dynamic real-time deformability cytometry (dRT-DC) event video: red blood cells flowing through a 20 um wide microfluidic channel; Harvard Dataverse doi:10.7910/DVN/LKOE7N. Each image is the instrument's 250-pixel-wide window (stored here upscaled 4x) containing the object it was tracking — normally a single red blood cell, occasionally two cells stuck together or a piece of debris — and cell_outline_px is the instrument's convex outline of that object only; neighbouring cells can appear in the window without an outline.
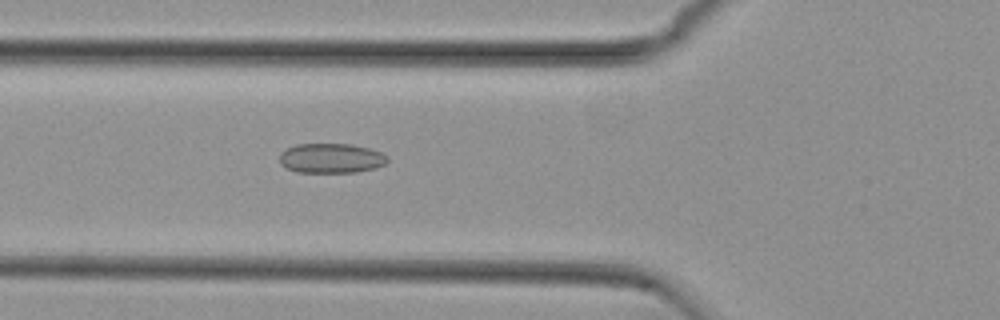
{"species": "common noctule bat (a hibernating species)", "species_latin": "Nyctalus noctula", "temperature_condition": "cold", "stored_images_in_passage": 40, "camera_frame_rate_fps": 3000, "um_per_image_px": 0.085, "animal": {"sex": "female", "body_mass_g": 29.2, "forearm_length_mm": 56.3}, "frame": {"image": 1, "passage_image": 5, "time_ms": 1.333, "image_size_px": [1000, 320], "cell_outline_px": [[388, 160], [384, 164], [376, 168], [356, 172], [296, 172], [284, 168], [280, 164], [280, 152], [296, 144], [352, 144], [368, 148], [380, 152], [388, 156]], "centroid_in_image_um": [28.12, 13.45], "position_along_channel_um": 97.7, "area_um2": 18.79}}
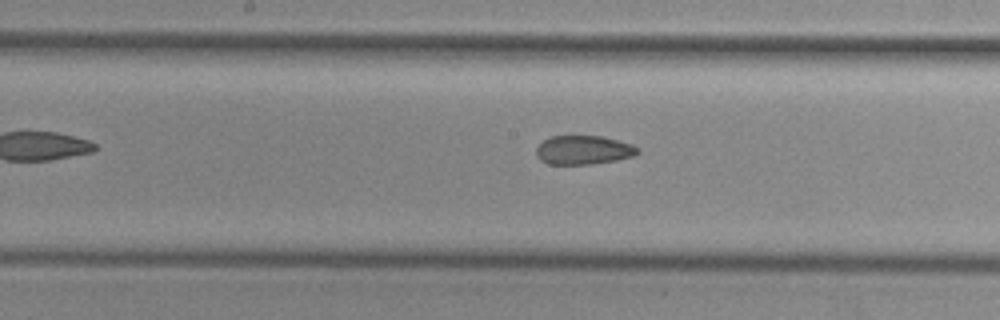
{"frame": {"image": 2, "passage_image": 13, "time_ms": 4.0, "image_size_px": [1000, 320], "cell_outline_px": [[640, 152], [632, 156], [616, 160], [592, 164], [548, 164], [540, 160], [536, 156], [536, 148], [544, 140], [552, 136], [600, 136], [632, 144], [640, 148]], "centroid_in_image_um": [49.59, 12.76], "position_along_channel_um": 198.6, "area_um2": 17.05}}
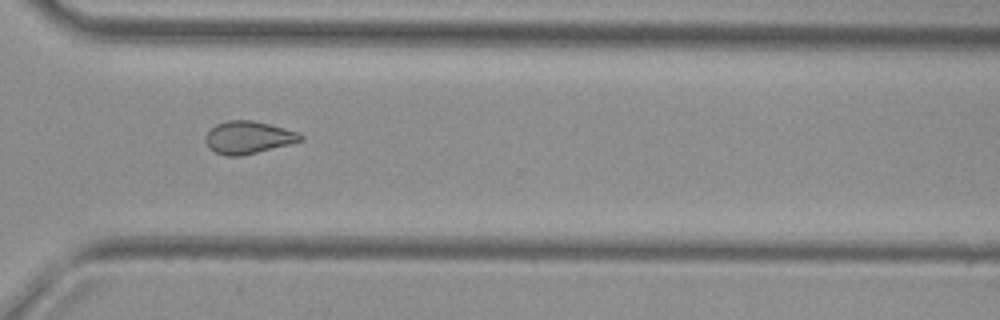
{"frame": {"image": 3, "passage_image": 25, "time_ms": 8.0, "image_size_px": [1000, 320], "cell_outline_px": [[304, 140], [240, 156], [224, 156], [208, 148], [204, 140], [204, 136], [216, 124], [228, 120], [252, 120], [300, 132], [304, 136]], "centroid_in_image_um": [21.08, 11.68], "position_along_channel_um": 349.5, "area_um2": 17.98}, "authors_computed_cell_mechanics": {"area_um2": 18.0914, "velocity_mm_per_s": 3.7713, "shape_relaxation_time_tau1_ms": null, "shape_relaxation_time_tau2_ms": 2.8466, "deformation_change_tau1": null, "deformation_change_tau2": 0.09}}